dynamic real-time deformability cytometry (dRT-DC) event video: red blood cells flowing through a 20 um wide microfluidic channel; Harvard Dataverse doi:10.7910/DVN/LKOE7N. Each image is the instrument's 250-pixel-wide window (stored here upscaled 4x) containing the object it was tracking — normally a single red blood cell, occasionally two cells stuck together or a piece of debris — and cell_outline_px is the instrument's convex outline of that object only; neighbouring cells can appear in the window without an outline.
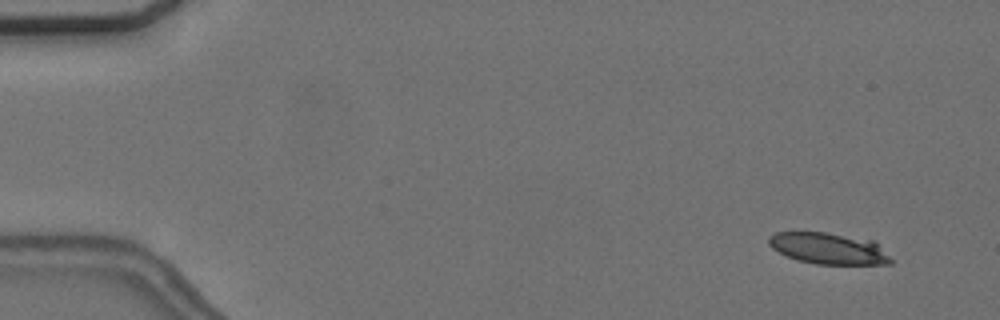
{"species": "common noctule bat (a hibernating species)", "species_latin": "Nyctalus noctula", "temperature_condition": "cold", "stored_images_in_passage": 15, "camera_frame_rate_fps": 3000, "um_per_image_px": 0.085, "animal": {"sex": "female", "body_mass_g": 24.6, "forearm_length_mm": 56.2}, "frame": {"image": 1, "passage_image": 5, "time_ms": 1.333, "image_size_px": [1000, 320], "cell_outline_px": [[892, 264], [816, 264], [796, 260], [772, 248], [768, 244], [768, 236], [776, 232], [824, 232], [872, 240], [892, 260]], "centroid_in_image_um": [70.37, 21.12], "position_along_channel_um": 14.6, "area_um2": 22.02}}